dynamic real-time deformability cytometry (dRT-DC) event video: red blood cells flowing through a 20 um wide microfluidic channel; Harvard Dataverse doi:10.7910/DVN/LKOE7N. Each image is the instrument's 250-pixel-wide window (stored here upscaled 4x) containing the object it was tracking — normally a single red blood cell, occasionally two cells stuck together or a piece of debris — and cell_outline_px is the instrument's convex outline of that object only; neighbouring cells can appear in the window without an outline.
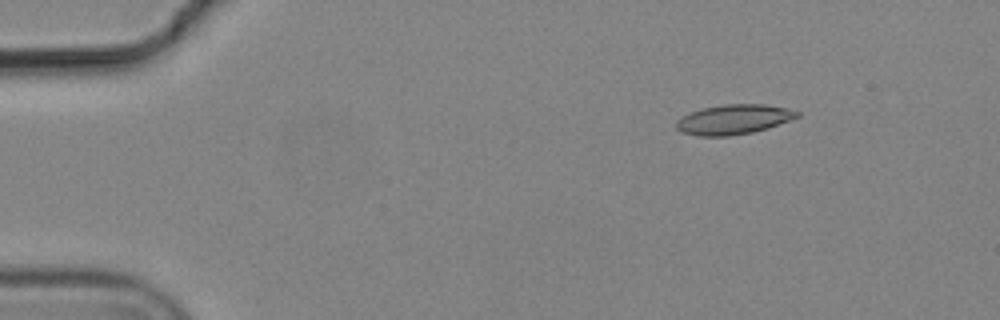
{"species": "common noctule bat (a hibernating species)", "species_latin": "Nyctalus noctula", "temperature_condition": "cold", "stored_images_in_passage": 5, "camera_frame_rate_fps": 3000, "um_per_image_px": 0.085, "animal": {"sex": "male", "body_mass_g": 19.2, "forearm_length_mm": 51.8}, "frame": {"image": 1, "passage_image": 3, "time_ms": 0.667, "image_size_px": [1000, 320], "cell_outline_px": [[800, 116], [768, 128], [752, 132], [728, 136], [700, 136], [684, 132], [676, 128], [676, 120], [680, 116], [704, 108], [724, 104], [764, 104], [788, 108], [800, 112]], "centroid_in_image_um": [62.37, 10.14], "position_along_channel_um": 22.6, "area_um2": 20.87}}